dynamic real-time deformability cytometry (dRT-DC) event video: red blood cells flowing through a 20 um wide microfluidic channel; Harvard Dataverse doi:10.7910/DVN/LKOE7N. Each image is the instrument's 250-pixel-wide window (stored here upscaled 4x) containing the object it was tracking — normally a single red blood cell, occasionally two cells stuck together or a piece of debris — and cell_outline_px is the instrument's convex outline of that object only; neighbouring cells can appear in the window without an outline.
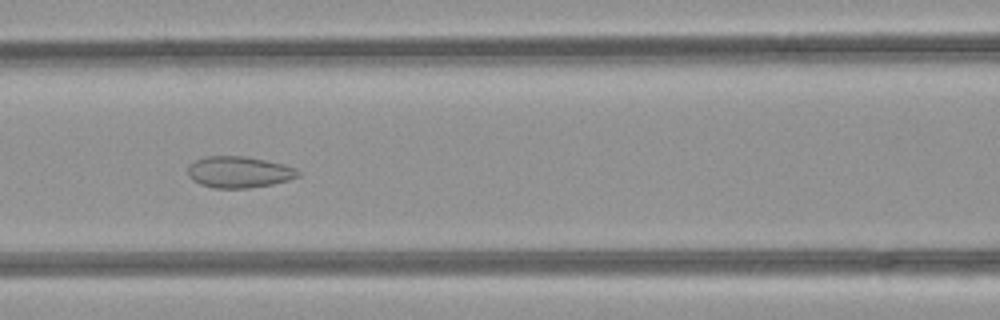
{"species": "common noctule bat (a hibernating species)", "species_latin": "Nyctalus noctula", "temperature_condition": "room temperature", "stored_images_in_passage": 44, "camera_frame_rate_fps": 3000, "um_per_image_px": 0.085, "animal": {"sex": "female", "body_mass_g": 21.9}, "frame": {"image": 1, "passage_image": 21, "time_ms": 6.667, "image_size_px": [1000, 320], "cell_outline_px": [[300, 176], [288, 180], [272, 184], [248, 188], [212, 188], [200, 184], [192, 180], [188, 176], [188, 164], [204, 156], [244, 156], [284, 164], [296, 168], [300, 172]], "centroid_in_image_um": [20.29, 14.62], "position_along_channel_um": 146.3, "area_um2": 20.29}}
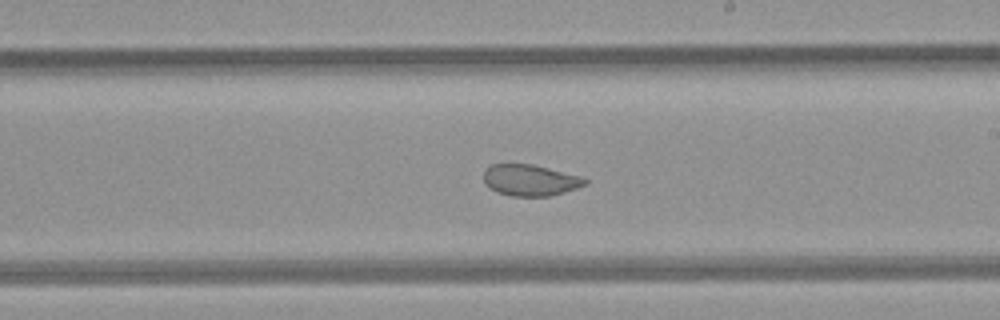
{"frame": {"image": 2, "passage_image": 28, "time_ms": 9.0, "image_size_px": [1000, 320], "cell_outline_px": [[588, 184], [564, 192], [548, 196], [512, 196], [496, 192], [484, 184], [484, 172], [492, 164], [532, 164], [584, 176], [588, 180]], "centroid_in_image_um": [45.1, 15.31], "position_along_channel_um": 243.9, "area_um2": 18.61}}
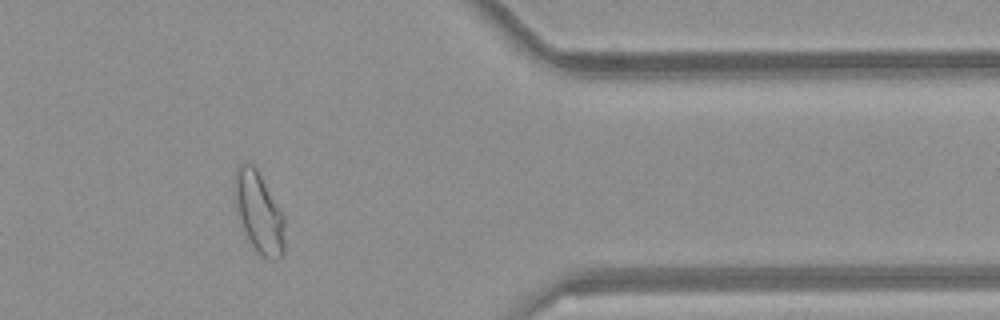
{"frame": {"image": 3, "passage_image": 40, "time_ms": 13.0, "image_size_px": [1000, 320], "cell_outline_px": [[284, 256], [280, 260], [268, 260], [248, 240], [240, 216], [236, 200], [236, 168], [244, 160], [252, 164], [256, 168], [284, 216]], "centroid_in_image_um": [22.06, 18.08], "position_along_channel_um": 389.3, "area_um2": 22.83}}